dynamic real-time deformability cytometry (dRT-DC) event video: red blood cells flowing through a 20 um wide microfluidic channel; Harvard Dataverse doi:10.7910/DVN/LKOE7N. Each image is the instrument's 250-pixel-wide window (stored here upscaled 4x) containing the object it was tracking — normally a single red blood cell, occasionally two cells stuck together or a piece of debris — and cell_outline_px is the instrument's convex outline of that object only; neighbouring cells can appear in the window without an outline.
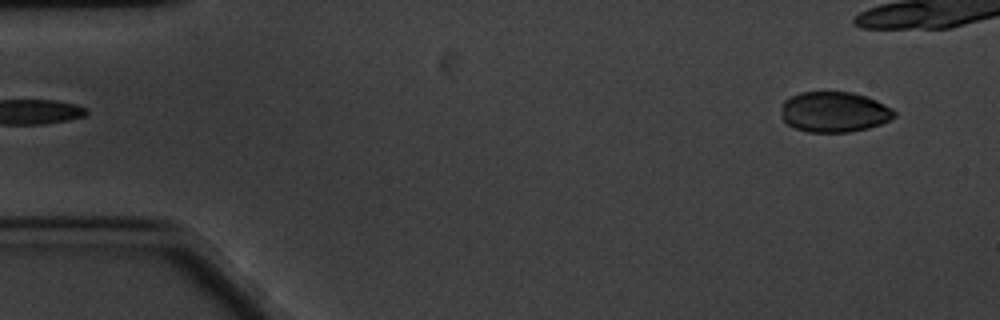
{"species": "common noctule bat (a hibernating species)", "species_latin": "Nyctalus noctula", "temperature_condition": "cold", "stored_images_in_passage": 44, "camera_frame_rate_fps": 3000, "um_per_image_px": 0.085, "animal": {"sex": "male", "body_mass_g": 20.1, "forearm_length_mm": 53.5}, "frame": {"image": 1, "passage_image": 1, "time_ms": 0.0, "image_size_px": [1000, 320], "cell_outline_px": [[896, 116], [880, 124], [868, 128], [848, 132], [808, 132], [796, 128], [788, 124], [780, 116], [784, 100], [800, 92], [852, 92], [876, 100], [892, 108], [896, 112]], "centroid_in_image_um": [70.9, 9.51], "position_along_channel_um": 14.1, "area_um2": 26.59}}
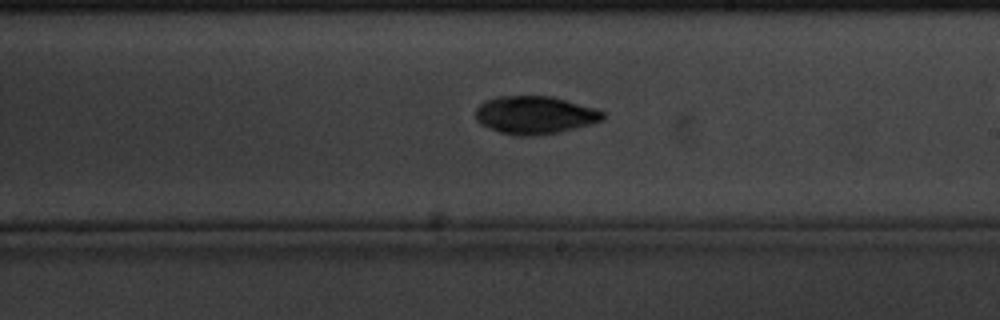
{"frame": {"image": 2, "passage_image": 31, "time_ms": 10.0, "image_size_px": [1000, 320], "cell_outline_px": [[604, 120], [576, 128], [560, 132], [540, 136], [516, 136], [500, 132], [480, 124], [476, 120], [476, 108], [484, 100], [496, 96], [552, 96], [596, 108], [604, 112]], "centroid_in_image_um": [45.46, 9.78], "position_along_channel_um": 243.5, "area_um2": 28.44}}
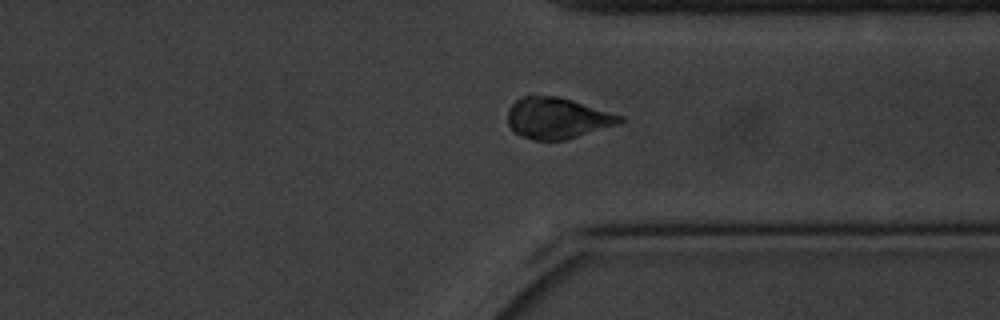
{"frame": {"image": 3, "passage_image": 42, "time_ms": 13.667, "image_size_px": [1000, 320], "cell_outline_px": [[624, 120], [620, 124], [568, 140], [532, 140], [520, 136], [512, 132], [508, 124], [508, 108], [520, 96], [556, 96], [572, 100], [624, 116]], "centroid_in_image_um": [47.37, 10.06], "position_along_channel_um": 364.0, "area_um2": 27.22}}